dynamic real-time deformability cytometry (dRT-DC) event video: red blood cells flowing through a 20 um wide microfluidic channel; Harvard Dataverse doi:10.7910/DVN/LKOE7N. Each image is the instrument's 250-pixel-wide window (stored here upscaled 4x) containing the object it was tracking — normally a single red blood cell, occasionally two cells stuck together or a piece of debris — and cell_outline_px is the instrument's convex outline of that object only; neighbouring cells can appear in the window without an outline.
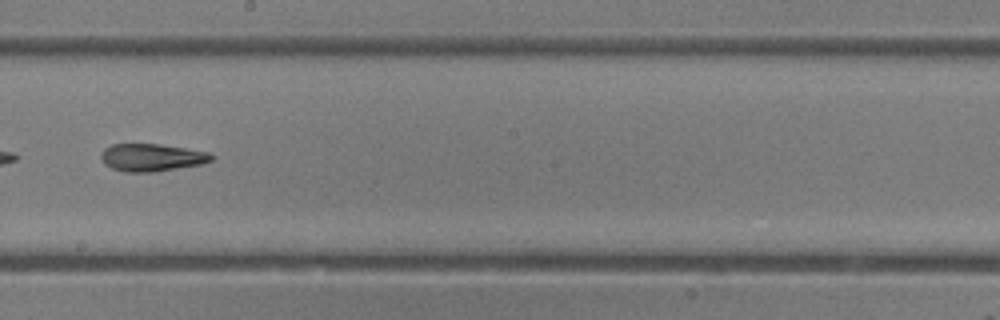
{"species": "common noctule bat (a hibernating species)", "species_latin": "Nyctalus noctula", "temperature_condition": "room temperature", "stored_images_in_passage": 46, "camera_frame_rate_fps": 3000, "um_per_image_px": 0.085, "animal": {"sex": "female"}, "frame": {"image": 1, "passage_image": 27, "time_ms": 8.667, "image_size_px": [1000, 320], "cell_outline_px": [[216, 156], [212, 160], [200, 164], [156, 172], [124, 172], [112, 168], [104, 164], [100, 156], [100, 152], [104, 148], [112, 144], [160, 144], [208, 152]], "centroid_in_image_um": [12.87, 13.39], "position_along_channel_um": 235.3, "area_um2": 17.8}, "authors_computed_cell_mechanics": {"area_um2": 18.9295, "velocity_mm_per_s": 4.3362, "shape_relaxation_time_tau1_ms": 7.0531, "shape_relaxation_time_tau2_ms": 3.5151, "deformation_change_tau1": 0.2118, "deformation_change_tau2": 0.1209}}